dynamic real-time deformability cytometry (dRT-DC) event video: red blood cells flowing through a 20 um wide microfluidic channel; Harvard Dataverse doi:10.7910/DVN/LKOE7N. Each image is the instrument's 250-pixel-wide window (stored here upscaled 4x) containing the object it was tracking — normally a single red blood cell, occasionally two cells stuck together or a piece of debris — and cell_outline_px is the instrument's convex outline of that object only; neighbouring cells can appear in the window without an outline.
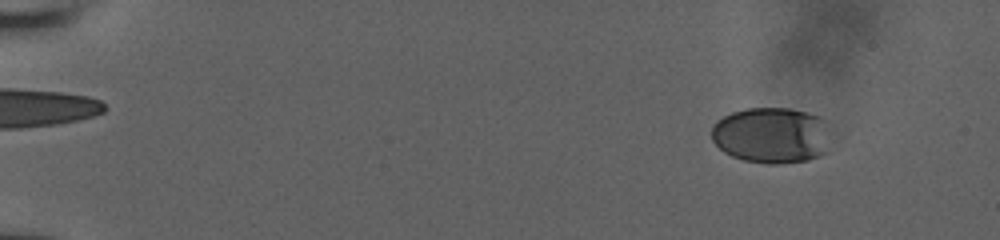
{"species": "human", "species_latin": "Homo sapiens", "temperature_condition": "room temperature", "stored_images_in_passage": 17, "camera_frame_rate_fps": 3000, "um_per_image_px": 0.085, "donor": {"sex": "male"}, "frame": {"image": 1, "passage_image": 5, "time_ms": 2.0, "image_size_px": [1000, 240], "cell_outline_px": [[840, 136], [828, 152], [820, 156], [808, 160], [780, 164], [768, 164], [744, 160], [732, 156], [724, 152], [712, 140], [712, 128], [716, 120], [732, 112], [748, 108], [788, 108], [820, 116], [828, 120], [840, 132]], "centroid_in_image_um": [65.8, 11.5], "position_along_channel_um": 19.2, "area_um2": 40.86}}
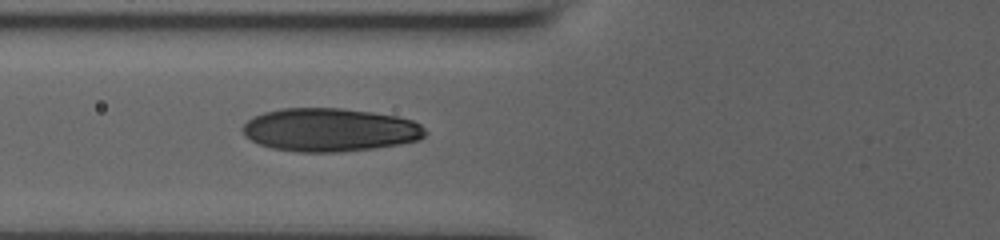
{"frame": {"image": 2, "passage_image": 15, "time_ms": 8.0, "image_size_px": [1000, 240], "cell_outline_px": [[428, 132], [420, 140], [400, 144], [376, 148], [340, 152], [296, 152], [272, 148], [260, 144], [244, 136], [240, 128], [252, 116], [264, 112], [284, 108], [340, 108], [372, 112], [396, 116], [412, 120], [420, 124]], "centroid_in_image_um": [28.03, 11.04], "position_along_channel_um": 97.8, "area_um2": 46.36}}
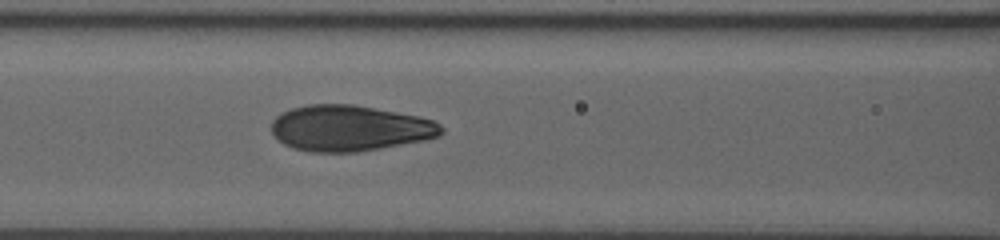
{"frame": {"image": 3, "passage_image": 17, "time_ms": 9.0, "image_size_px": [1000, 240], "cell_outline_px": [[444, 132], [440, 136], [424, 140], [380, 148], [356, 152], [308, 152], [292, 148], [284, 144], [272, 132], [272, 120], [280, 112], [292, 108], [308, 104], [352, 104], [420, 116], [432, 120], [440, 124], [444, 128]], "centroid_in_image_um": [29.72, 10.89], "position_along_channel_um": 136.9, "area_um2": 45.55}}